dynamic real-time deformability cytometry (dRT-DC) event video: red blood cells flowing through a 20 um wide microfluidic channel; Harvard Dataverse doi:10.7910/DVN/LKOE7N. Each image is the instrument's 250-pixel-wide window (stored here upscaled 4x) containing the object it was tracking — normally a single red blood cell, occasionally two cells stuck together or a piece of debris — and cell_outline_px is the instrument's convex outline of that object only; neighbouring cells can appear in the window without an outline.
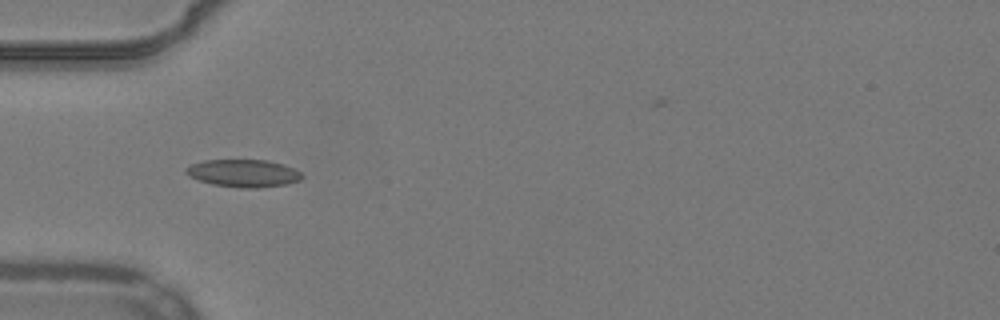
{"species": "common noctule bat (a hibernating species)", "species_latin": "Nyctalus noctula", "temperature_condition": "warm", "stored_images_in_passage": 32, "camera_frame_rate_fps": 3000, "um_per_image_px": 0.085, "animal": {"sex": "male", "body_mass_g": 19.2, "forearm_length_mm": 51.8}, "frame": {"image": 1, "passage_image": 1, "time_ms": 0.0, "image_size_px": [1000, 320], "cell_outline_px": [[304, 176], [300, 180], [288, 184], [256, 188], [240, 188], [212, 184], [188, 176], [184, 172], [184, 168], [192, 164], [204, 160], [268, 160], [284, 164], [300, 172]], "centroid_in_image_um": [20.69, 14.72], "position_along_channel_um": 64.3, "area_um2": 18.73}}
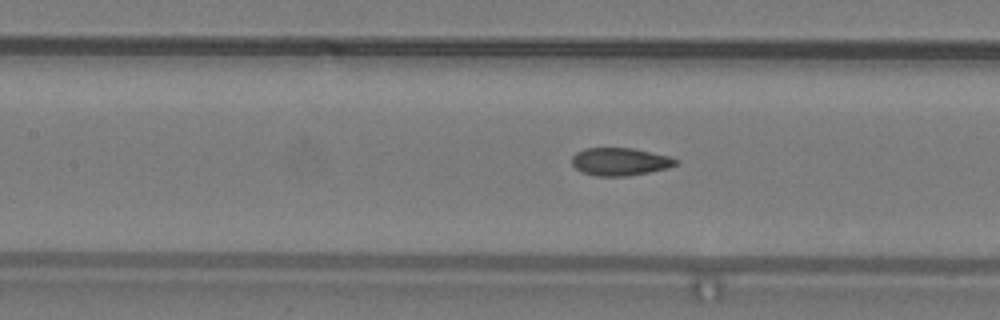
{"frame": {"image": 2, "passage_image": 8, "time_ms": 2.333, "image_size_px": [1000, 320], "cell_outline_px": [[676, 164], [668, 168], [628, 176], [596, 176], [584, 172], [576, 168], [572, 164], [572, 156], [576, 152], [584, 148], [632, 148], [668, 156], [676, 160]], "centroid_in_image_um": [52.66, 13.74], "position_along_channel_um": 154.7, "area_um2": 16.59}}
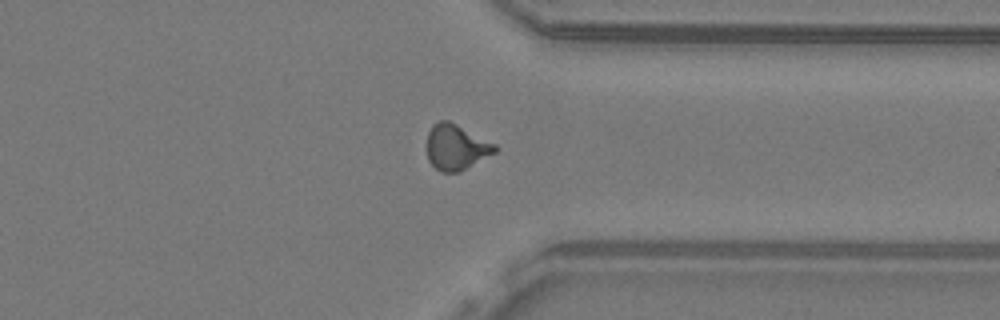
{"frame": {"image": 3, "passage_image": 25, "time_ms": 8.0, "image_size_px": [1000, 320], "cell_outline_px": [[500, 148], [496, 152], [460, 172], [440, 172], [428, 160], [428, 132], [432, 124], [440, 120], [448, 120], [496, 144]], "centroid_in_image_um": [38.79, 12.51], "position_along_channel_um": 372.6, "area_um2": 18.03}}